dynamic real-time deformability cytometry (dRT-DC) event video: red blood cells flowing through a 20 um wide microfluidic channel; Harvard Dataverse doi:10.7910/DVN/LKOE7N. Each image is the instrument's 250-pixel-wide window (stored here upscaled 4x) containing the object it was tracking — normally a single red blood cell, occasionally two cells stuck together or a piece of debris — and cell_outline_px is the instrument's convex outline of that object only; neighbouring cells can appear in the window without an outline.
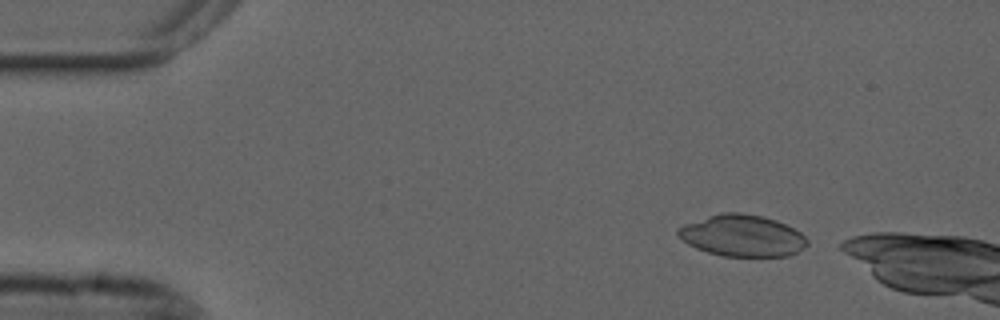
{"species": "common noctule bat (a hibernating species)", "species_latin": "Nyctalus noctula", "temperature_condition": "cold", "stored_images_in_passage": 13, "camera_frame_rate_fps": 3000, "um_per_image_px": 0.085, "animal": {"sex": "male", "forearm_length_mm": 52.5}, "frame": {"image": 1, "passage_image": 3, "time_ms": 0.667, "image_size_px": [1000, 320], "cell_outline_px": [[808, 244], [804, 248], [788, 256], [724, 256], [708, 252], [696, 248], [688, 244], [676, 232], [676, 228], [684, 224], [720, 212], [740, 212], [764, 216], [776, 220], [800, 232], [808, 240]], "centroid_in_image_um": [63.09, 20.02], "position_along_channel_um": 21.9, "area_um2": 31.27}}